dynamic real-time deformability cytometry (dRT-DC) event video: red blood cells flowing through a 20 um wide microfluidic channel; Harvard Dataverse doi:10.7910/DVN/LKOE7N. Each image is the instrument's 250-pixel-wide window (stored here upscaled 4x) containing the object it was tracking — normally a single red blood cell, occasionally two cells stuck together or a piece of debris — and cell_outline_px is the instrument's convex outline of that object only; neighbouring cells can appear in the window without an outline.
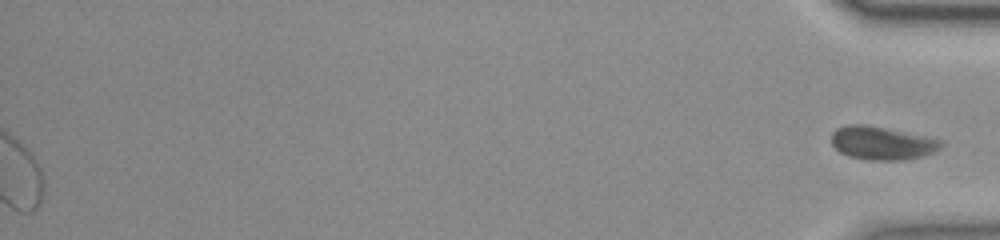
{"species": "common noctule bat (a hibernating species)", "species_latin": "Nyctalus noctula", "temperature_condition": "room temperature", "stored_images_in_passage": 50, "segment_of_instrument_passage": [2, 2], "camera_frame_rate_fps": 3000, "um_per_image_px": 0.085, "animal": {"sex": "female", "body_mass_g": 23.0, "forearm_length_mm": 53.4}, "frame": {"image": 1, "passage_image": 50, "time_ms": 16.333, "image_size_px": [1000, 240], "cell_outline_px": [[940, 148], [932, 152], [920, 156], [904, 160], [868, 160], [848, 156], [840, 152], [832, 144], [832, 132], [836, 128], [848, 124], [864, 124], [884, 128], [940, 140]], "centroid_in_image_um": [74.87, 12.17], "position_along_channel_um": 360.3, "area_um2": 20.75}}